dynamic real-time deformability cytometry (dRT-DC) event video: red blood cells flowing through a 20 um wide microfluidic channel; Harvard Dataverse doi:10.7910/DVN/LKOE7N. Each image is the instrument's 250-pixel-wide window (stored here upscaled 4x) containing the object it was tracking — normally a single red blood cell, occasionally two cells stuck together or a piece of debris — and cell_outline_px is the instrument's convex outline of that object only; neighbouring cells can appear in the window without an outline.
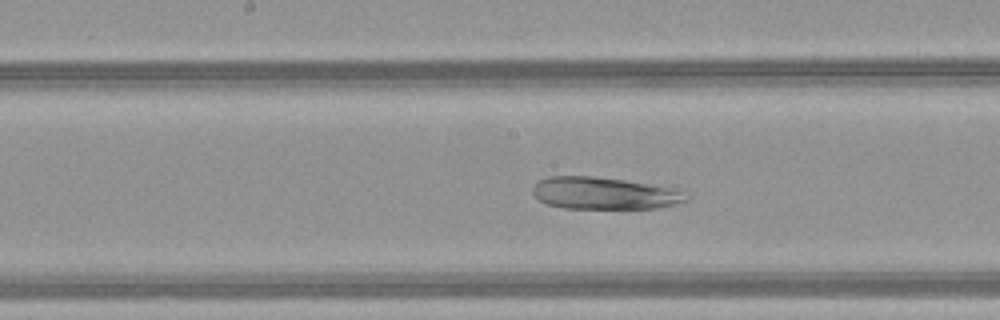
{"species": "common noctule bat (a hibernating species)", "species_latin": "Nyctalus noctula", "temperature_condition": "warm", "stored_images_in_passage": 51, "camera_frame_rate_fps": 3000, "um_per_image_px": 0.085, "animal": {"sex": "female", "body_mass_g": 21.9}, "frame": {"image": 1, "passage_image": 28, "time_ms": 9.0, "image_size_px": [1000, 320], "cell_outline_px": [[688, 200], [660, 208], [564, 208], [548, 204], [540, 200], [532, 192], [532, 188], [540, 180], [548, 176], [592, 176], [624, 180], [684, 188], [688, 192]], "centroid_in_image_um": [51.48, 16.42], "position_along_channel_um": 196.7, "area_um2": 29.07}}
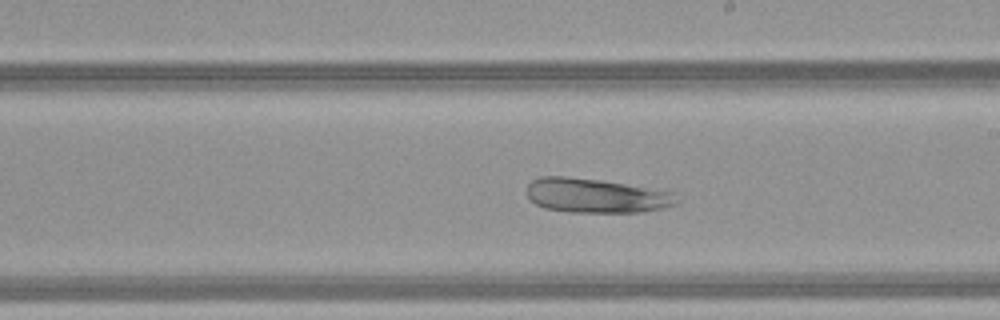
{"frame": {"image": 2, "passage_image": 31, "time_ms": 10.0, "image_size_px": [1000, 320], "cell_outline_px": [[680, 200], [676, 204], [644, 212], [568, 212], [544, 208], [536, 204], [528, 196], [528, 184], [532, 180], [540, 176], [568, 176], [600, 180], [676, 192]], "centroid_in_image_um": [50.69, 16.62], "position_along_channel_um": 238.3, "area_um2": 30.11}}
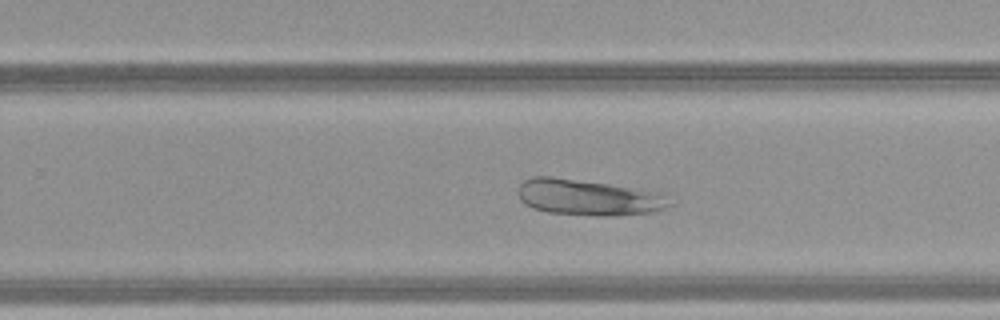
{"frame": {"image": 3, "passage_image": 34, "time_ms": 11.0, "image_size_px": [1000, 320], "cell_outline_px": [[672, 204], [664, 208], [652, 212], [616, 216], [600, 216], [544, 212], [532, 208], [524, 204], [520, 200], [516, 192], [520, 184], [524, 180], [532, 176], [552, 176], [664, 192]], "centroid_in_image_um": [49.98, 16.78], "position_along_channel_um": 279.8, "area_um2": 32.19}}